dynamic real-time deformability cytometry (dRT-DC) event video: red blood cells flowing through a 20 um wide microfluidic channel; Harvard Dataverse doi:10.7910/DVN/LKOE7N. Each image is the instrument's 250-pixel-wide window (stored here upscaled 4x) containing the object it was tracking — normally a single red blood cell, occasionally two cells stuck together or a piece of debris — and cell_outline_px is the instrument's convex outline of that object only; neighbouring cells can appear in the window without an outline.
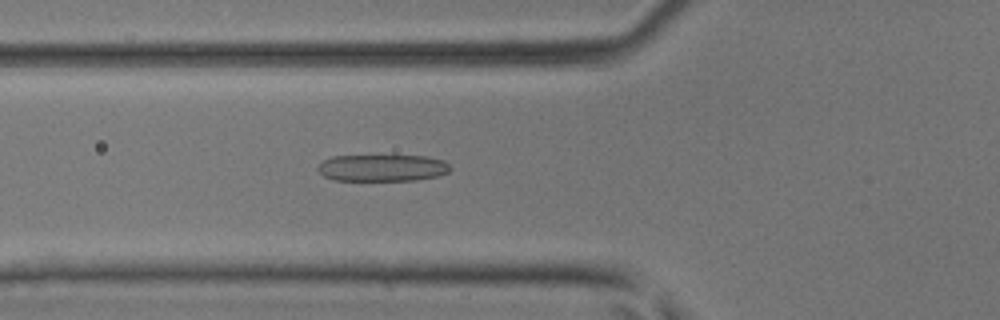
{"species": "common noctule bat (a hibernating species)", "species_latin": "Nyctalus noctula", "temperature_condition": "room temperature", "stored_images_in_passage": 45, "camera_frame_rate_fps": 3000, "um_per_image_px": 0.085, "animal": {"sex": "male", "body_mass_g": 17.9, "forearm_length_mm": 54.2}, "frame": {"image": 1, "passage_image": 18, "time_ms": 5.667, "image_size_px": [1000, 320], "cell_outline_px": [[452, 168], [448, 172], [436, 176], [416, 180], [332, 180], [324, 176], [316, 168], [324, 160], [332, 156], [428, 156], [444, 160]], "centroid_in_image_um": [32.51, 14.26], "position_along_channel_um": 93.3, "area_um2": 20.63}}
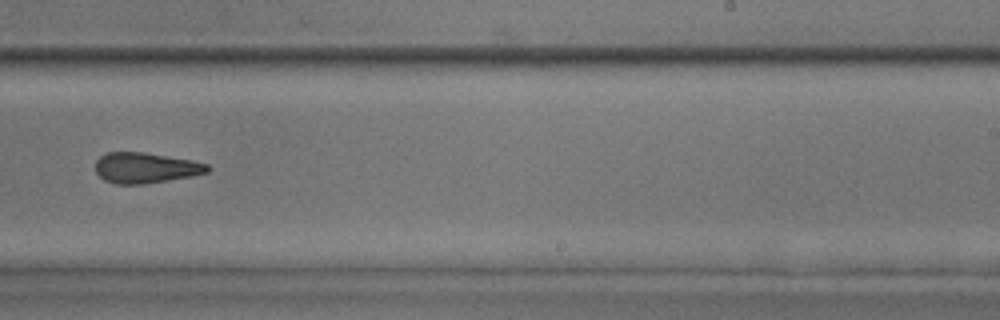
{"frame": {"image": 2, "passage_image": 31, "time_ms": 10.0, "image_size_px": [1000, 320], "cell_outline_px": [[212, 168], [208, 172], [188, 176], [144, 184], [116, 184], [104, 180], [96, 172], [96, 160], [104, 152], [144, 152], [192, 160], [208, 164]], "centroid_in_image_um": [12.35, 14.25], "position_along_channel_um": 276.6, "area_um2": 19.88}}
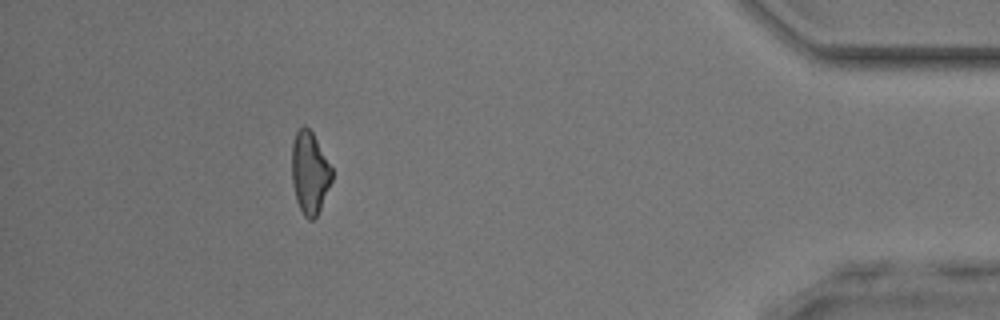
{"frame": {"image": 3, "passage_image": 44, "time_ms": 14.333, "image_size_px": [1000, 320], "cell_outline_px": [[332, 180], [320, 208], [316, 216], [312, 220], [308, 220], [304, 216], [296, 200], [292, 180], [292, 144], [296, 132], [304, 124], [312, 132], [332, 168]], "centroid_in_image_um": [26.32, 14.68], "position_along_channel_um": 408.9, "area_um2": 18.96}}